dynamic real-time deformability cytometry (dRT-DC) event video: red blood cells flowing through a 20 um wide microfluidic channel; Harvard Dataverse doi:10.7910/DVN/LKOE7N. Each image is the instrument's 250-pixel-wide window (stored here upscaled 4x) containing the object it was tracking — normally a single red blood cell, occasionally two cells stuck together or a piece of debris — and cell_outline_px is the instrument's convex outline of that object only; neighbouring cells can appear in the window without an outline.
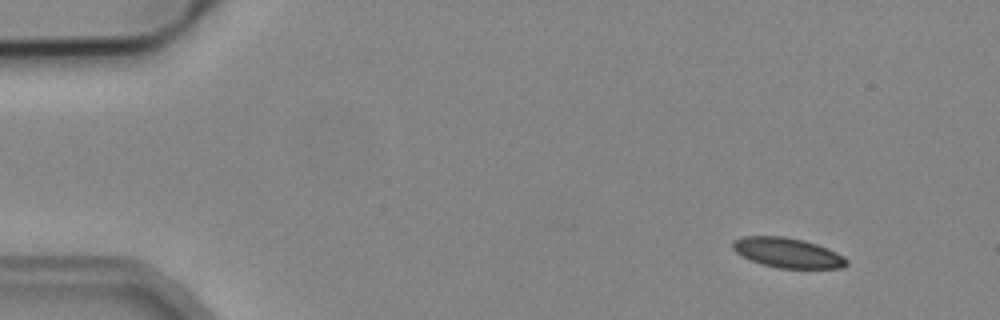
{"species": "common noctule bat (a hibernating species)", "species_latin": "Nyctalus noctula", "temperature_condition": "cold", "stored_images_in_passage": 5, "camera_frame_rate_fps": 3000, "um_per_image_px": 0.085, "animal": {"sex": "male", "body_mass_g": 19.2, "forearm_length_mm": 51.8}, "frame": {"image": 1, "passage_image": 1, "time_ms": 0.0, "image_size_px": [1000, 320], "cell_outline_px": [[848, 264], [844, 268], [780, 268], [760, 264], [736, 252], [732, 248], [732, 240], [744, 236], [784, 236], [804, 240], [816, 244], [836, 252], [844, 256], [848, 260]], "centroid_in_image_um": [66.95, 21.48], "position_along_channel_um": 18.0, "area_um2": 19.83}}
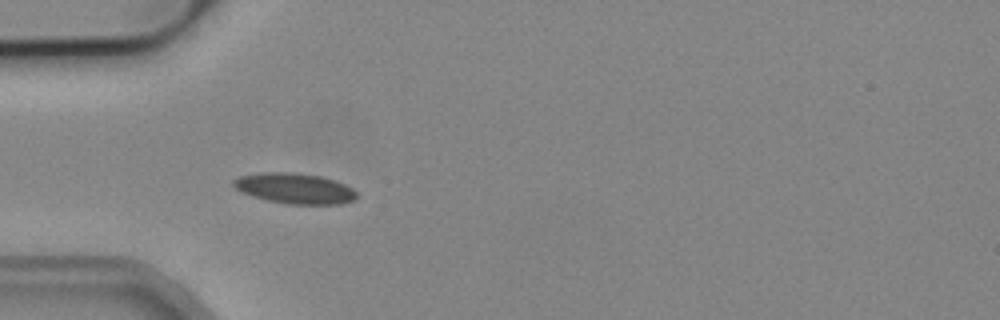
{"frame": {"image": 2, "passage_image": 4, "time_ms": 1.0, "image_size_px": [1000, 320], "cell_outline_px": [[356, 196], [352, 200], [340, 204], [288, 204], [268, 200], [244, 192], [236, 188], [232, 184], [232, 180], [240, 176], [264, 172], [288, 172], [320, 176], [344, 184], [352, 188], [356, 192]], "centroid_in_image_um": [25.05, 16.01], "position_along_channel_um": 60.0, "area_um2": 21.44}}